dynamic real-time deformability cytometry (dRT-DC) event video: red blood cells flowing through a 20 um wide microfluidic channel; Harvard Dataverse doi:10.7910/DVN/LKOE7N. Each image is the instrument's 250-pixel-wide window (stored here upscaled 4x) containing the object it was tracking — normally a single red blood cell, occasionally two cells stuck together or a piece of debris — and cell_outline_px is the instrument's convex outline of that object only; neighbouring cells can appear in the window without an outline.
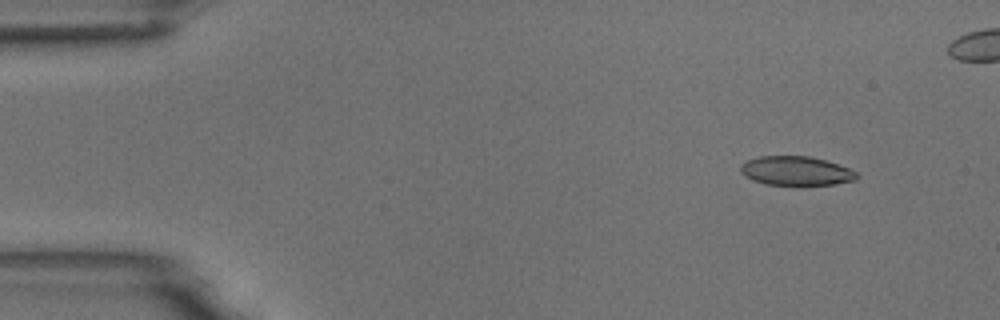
{"species": "common noctule bat (a hibernating species)", "species_latin": "Nyctalus noctula", "temperature_condition": "room temperature", "stored_images_in_passage": 6, "camera_frame_rate_fps": 3000, "um_per_image_px": 0.085, "animal": {"sex": "male", "body_mass_g": 18.8}, "frame": {"image": 1, "passage_image": 6, "time_ms": 6.667, "image_size_px": [1000, 320], "cell_outline_px": [[860, 176], [856, 180], [836, 184], [804, 188], [800, 188], [764, 184], [752, 180], [744, 176], [740, 172], [740, 164], [748, 160], [760, 156], [808, 156], [824, 160], [848, 168], [856, 172]], "centroid_in_image_um": [67.66, 14.59], "position_along_channel_um": 17.3, "area_um2": 20.63}}